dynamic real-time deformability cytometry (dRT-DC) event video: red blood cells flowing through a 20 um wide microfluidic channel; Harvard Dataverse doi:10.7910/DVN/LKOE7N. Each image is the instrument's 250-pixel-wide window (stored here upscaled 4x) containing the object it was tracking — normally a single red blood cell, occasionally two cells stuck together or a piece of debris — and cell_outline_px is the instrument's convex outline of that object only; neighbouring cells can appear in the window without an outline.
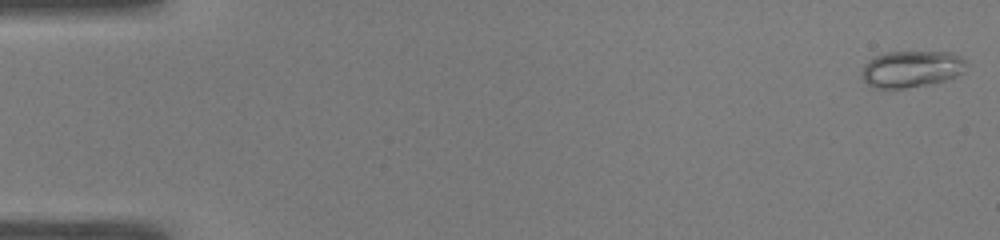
{"species": "common noctule bat (a hibernating species)", "species_latin": "Nyctalus noctula", "temperature_condition": "warm", "stored_images_in_passage": 52, "camera_frame_rate_fps": 3000, "um_per_image_px": 0.085, "animal": {"sex": "male", "body_mass_g": 19.0, "forearm_length_mm": 50.8}, "frame": {"image": 1, "passage_image": 1, "time_ms": 0.0, "image_size_px": [1000, 240], "cell_outline_px": [[964, 72], [956, 76], [932, 84], [904, 88], [872, 88], [860, 76], [860, 72], [864, 64], [868, 60], [876, 56], [888, 52], [952, 52], [960, 56], [964, 60]], "centroid_in_image_um": [77.43, 5.87], "position_along_channel_um": 7.6, "area_um2": 22.37}}
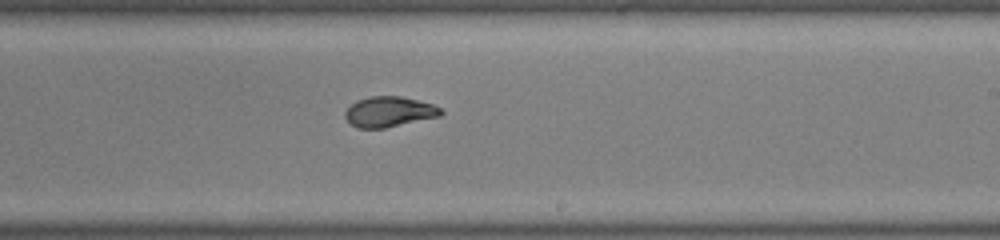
{"frame": {"image": 2, "passage_image": 32, "time_ms": 10.333, "image_size_px": [1000, 240], "cell_outline_px": [[444, 112], [440, 116], [384, 128], [356, 128], [348, 124], [344, 116], [344, 112], [356, 100], [368, 96], [400, 96], [432, 104], [440, 108]], "centroid_in_image_um": [33.02, 9.5], "position_along_channel_um": 256.0, "area_um2": 16.99}}
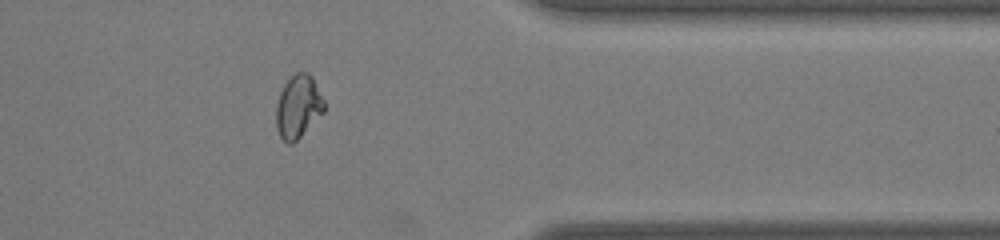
{"frame": {"image": 3, "passage_image": 43, "time_ms": 14.0, "image_size_px": [1000, 240], "cell_outline_px": [[324, 112], [292, 144], [288, 144], [280, 136], [276, 128], [276, 104], [280, 92], [284, 84], [296, 72], [308, 72], [312, 76], [324, 100]], "centroid_in_image_um": [25.34, 9.05], "position_along_channel_um": 386.1, "area_um2": 17.51}, "authors_computed_cell_mechanics": {"area_um2": 18.2937, "velocity_mm_per_s": 3.8729, "shape_relaxation_time_tau1_ms": null, "shape_relaxation_time_tau2_ms": 0.8237, "deformation_change_tau1": null, "deformation_change_tau2": 0.0527}}